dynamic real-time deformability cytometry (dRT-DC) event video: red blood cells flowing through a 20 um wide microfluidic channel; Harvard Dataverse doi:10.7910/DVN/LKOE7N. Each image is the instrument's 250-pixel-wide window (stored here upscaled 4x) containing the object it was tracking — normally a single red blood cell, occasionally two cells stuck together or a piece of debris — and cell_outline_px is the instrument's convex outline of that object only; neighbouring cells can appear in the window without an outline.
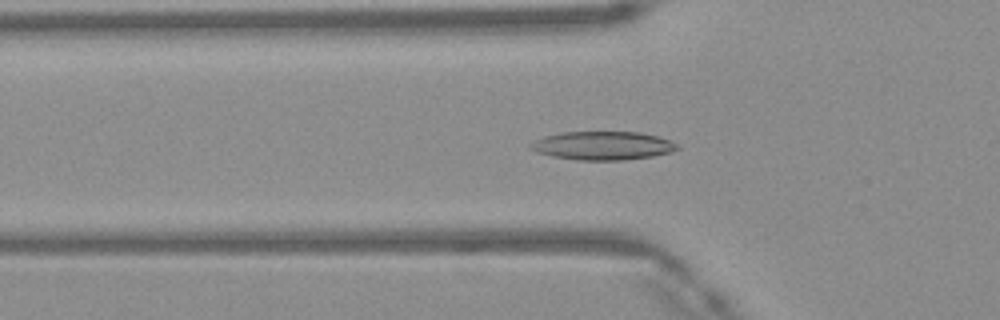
{"species": "Egyptian fruit bat (a non-hibernating species)", "species_latin": "Rousettus aegyptiacus", "temperature_condition": "warm", "stored_images_in_passage": 39, "camera_frame_rate_fps": 3000, "um_per_image_px": 0.085, "frame": {"image": 1, "passage_image": 7, "time_ms": 2.0, "image_size_px": [1000, 320], "cell_outline_px": [[680, 148], [672, 152], [652, 156], [624, 160], [576, 160], [552, 156], [536, 152], [528, 148], [528, 144], [544, 136], [560, 132], [640, 132], [656, 136], [668, 140], [676, 144]], "centroid_in_image_um": [51.19, 12.38], "position_along_channel_um": 74.6, "area_um2": 24.39}}
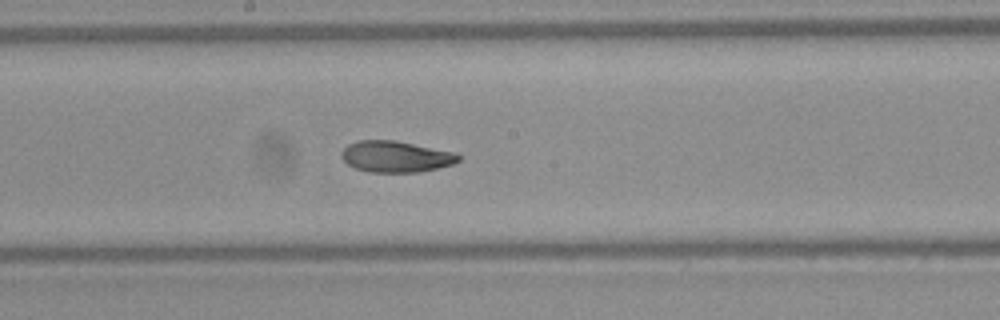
{"frame": {"image": 2, "passage_image": 17, "time_ms": 5.333, "image_size_px": [1000, 320], "cell_outline_px": [[460, 160], [452, 164], [420, 172], [368, 172], [356, 168], [348, 164], [340, 156], [340, 152], [348, 144], [356, 140], [396, 140], [456, 152], [460, 156]], "centroid_in_image_um": [33.63, 13.3], "position_along_channel_um": 214.6, "area_um2": 21.44}}
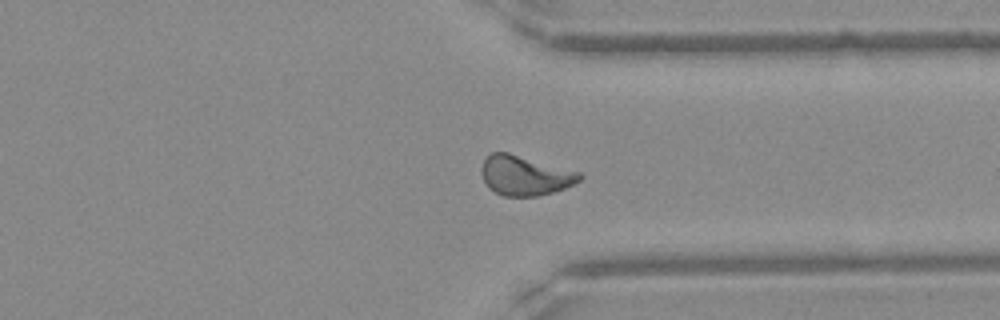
{"frame": {"image": 3, "passage_image": 28, "time_ms": 9.0, "image_size_px": [1000, 320], "cell_outline_px": [[584, 176], [580, 180], [564, 188], [552, 192], [536, 196], [504, 196], [488, 188], [480, 172], [480, 168], [484, 160], [492, 152], [508, 152], [580, 172]], "centroid_in_image_um": [44.6, 14.91], "position_along_channel_um": 366.8, "area_um2": 22.6}, "authors_computed_cell_mechanics": {"area_um2": 21.964, "velocity_mm_per_s": 4.1708, "shape_relaxation_time_tau1_ms": 6.3525, "shape_relaxation_time_tau2_ms": 2.4062, "deformation_change_tau1": 0.1933, "deformation_change_tau2": 0.09}}